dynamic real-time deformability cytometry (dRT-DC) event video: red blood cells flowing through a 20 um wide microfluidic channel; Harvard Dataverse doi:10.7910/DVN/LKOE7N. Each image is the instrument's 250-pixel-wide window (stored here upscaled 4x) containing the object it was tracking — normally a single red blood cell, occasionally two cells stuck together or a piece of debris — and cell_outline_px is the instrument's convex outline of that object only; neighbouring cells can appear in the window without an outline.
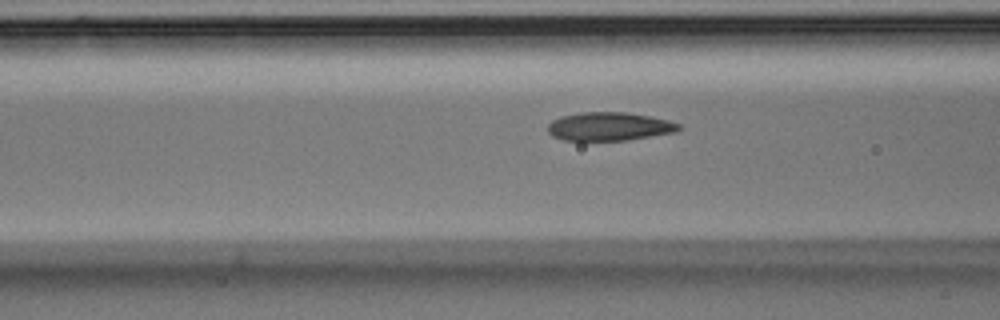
{"species": "Egyptian fruit bat (a non-hibernating species)", "species_latin": "Rousettus aegyptiacus", "temperature_condition": "room temperature", "stored_images_in_passage": 8, "camera_frame_rate_fps": 3000, "um_per_image_px": 0.085, "animal": {"sex": "male"}, "frame": {"image": 1, "passage_image": 6, "time_ms": 1.667, "image_size_px": [1000, 320], "cell_outline_px": [[680, 128], [676, 132], [628, 140], [564, 140], [552, 136], [548, 132], [548, 124], [552, 120], [560, 116], [580, 112], [624, 112], [652, 116], [668, 120], [680, 124]], "centroid_in_image_um": [51.78, 10.74], "position_along_channel_um": 114.8, "area_um2": 21.79}}